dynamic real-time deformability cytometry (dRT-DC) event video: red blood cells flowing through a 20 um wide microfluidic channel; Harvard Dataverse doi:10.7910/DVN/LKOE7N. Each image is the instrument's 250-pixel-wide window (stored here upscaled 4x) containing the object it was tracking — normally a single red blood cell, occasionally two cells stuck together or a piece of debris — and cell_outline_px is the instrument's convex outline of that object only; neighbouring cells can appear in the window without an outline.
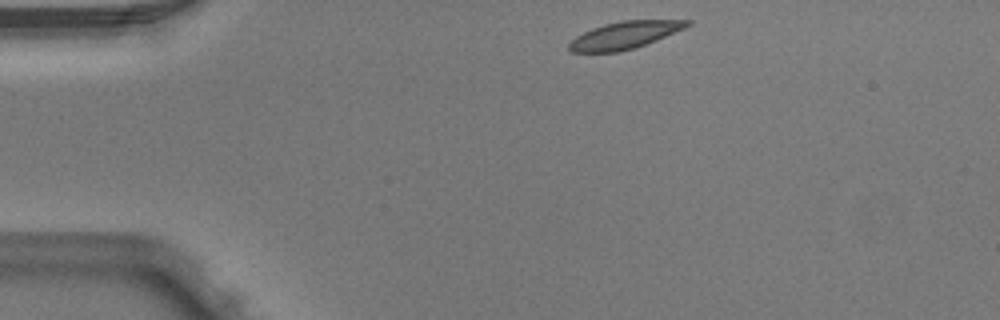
{"species": "Egyptian fruit bat (a non-hibernating species)", "species_latin": "Rousettus aegyptiacus", "temperature_condition": "warm", "stored_images_in_passage": 3, "camera_frame_rate_fps": 3000, "um_per_image_px": 0.085, "animal": {"sex": "male"}, "frame": {"image": 1, "passage_image": 1, "time_ms": 0.0, "image_size_px": [1000, 320], "cell_outline_px": [[692, 24], [684, 28], [656, 40], [620, 52], [572, 52], [568, 48], [568, 44], [576, 36], [592, 28], [604, 24], [620, 20], [692, 20]], "centroid_in_image_um": [53.08, 2.98], "position_along_channel_um": 31.9, "area_um2": 18.61}}
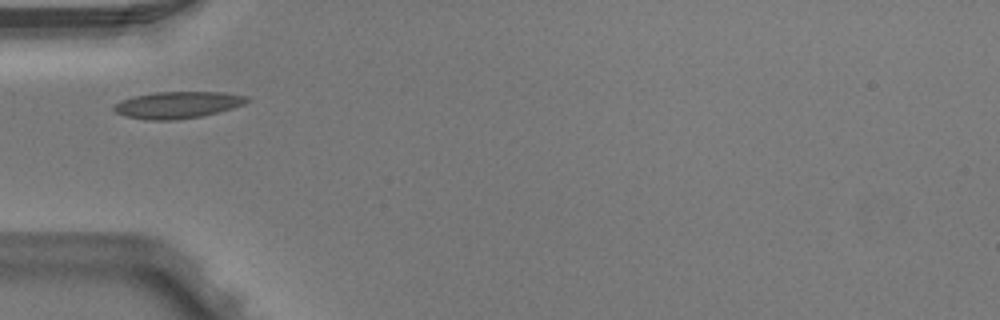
{"frame": {"image": 2, "passage_image": 3, "time_ms": 0.667, "image_size_px": [1000, 320], "cell_outline_px": [[248, 100], [244, 104], [232, 108], [200, 116], [176, 120], [152, 120], [124, 116], [116, 112], [112, 108], [112, 104], [120, 100], [136, 96], [156, 92], [224, 92], [248, 96]], "centroid_in_image_um": [15.06, 8.91], "position_along_channel_um": 69.9, "area_um2": 20.63}}